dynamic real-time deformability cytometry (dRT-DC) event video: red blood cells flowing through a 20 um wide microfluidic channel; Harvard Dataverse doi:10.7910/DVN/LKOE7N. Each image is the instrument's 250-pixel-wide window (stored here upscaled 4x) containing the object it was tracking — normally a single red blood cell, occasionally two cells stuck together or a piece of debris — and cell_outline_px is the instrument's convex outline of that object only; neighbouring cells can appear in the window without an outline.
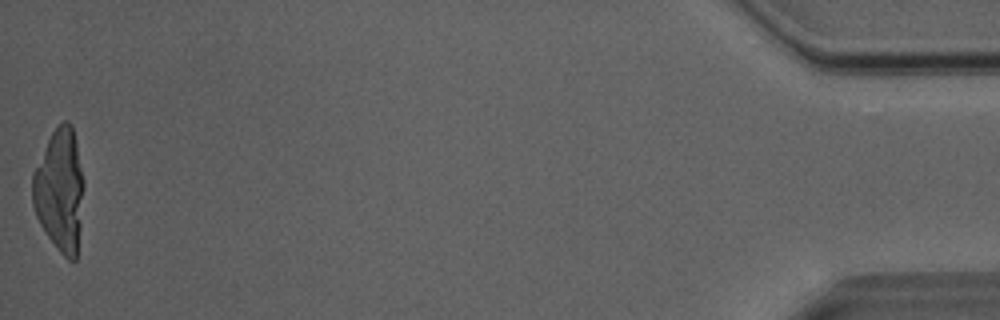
{"species": "Egyptian fruit bat (a non-hibernating species)", "species_latin": "Rousettus aegyptiacus", "temperature_condition": "room temperature", "stored_images_in_passage": 50, "camera_frame_rate_fps": 3000, "um_per_image_px": 0.085, "animal": {"sex": "male"}, "frame": {"image": 1, "passage_image": 50, "time_ms": 16.333, "image_size_px": [1000, 320], "cell_outline_px": [[84, 184], [80, 228], [76, 260], [68, 260], [60, 252], [48, 236], [40, 224], [36, 216], [32, 204], [32, 172], [52, 132], [64, 120], [68, 120], [72, 124], [84, 180]], "centroid_in_image_um": [5.08, 16.16], "position_along_channel_um": 430.1, "area_um2": 36.65}}